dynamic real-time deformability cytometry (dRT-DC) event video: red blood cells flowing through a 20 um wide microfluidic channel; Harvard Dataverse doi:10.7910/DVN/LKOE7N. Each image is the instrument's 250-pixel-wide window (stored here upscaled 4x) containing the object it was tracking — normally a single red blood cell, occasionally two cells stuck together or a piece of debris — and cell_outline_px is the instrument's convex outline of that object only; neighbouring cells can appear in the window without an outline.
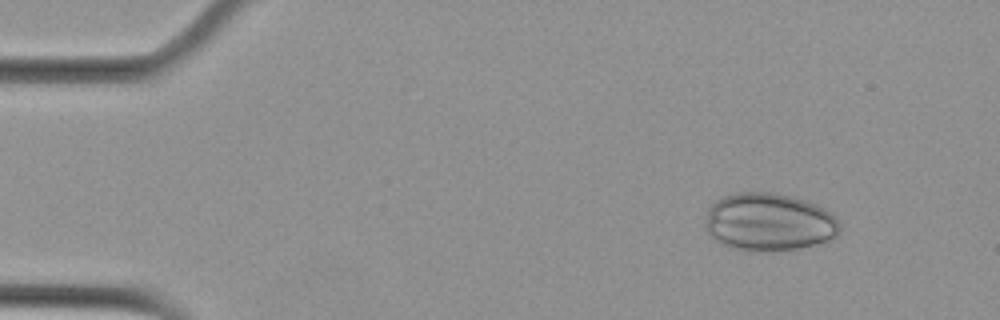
{"species": "Egyptian fruit bat (a non-hibernating species)", "species_latin": "Rousettus aegyptiacus", "temperature_condition": "cold", "stored_images_in_passage": 4, "camera_frame_rate_fps": 3000, "um_per_image_px": 0.085, "animal": {"sex": "female"}, "frame": {"image": 1, "passage_image": 1, "time_ms": 0.0, "image_size_px": [1000, 320], "cell_outline_px": [[840, 232], [836, 236], [828, 240], [800, 248], [776, 252], [772, 252], [732, 248], [716, 240], [708, 232], [708, 208], [716, 200], [724, 196], [740, 192], [768, 192], [792, 196], [816, 204], [836, 216], [840, 224]], "centroid_in_image_um": [65.42, 18.88], "position_along_channel_um": 19.6, "area_um2": 45.08}}